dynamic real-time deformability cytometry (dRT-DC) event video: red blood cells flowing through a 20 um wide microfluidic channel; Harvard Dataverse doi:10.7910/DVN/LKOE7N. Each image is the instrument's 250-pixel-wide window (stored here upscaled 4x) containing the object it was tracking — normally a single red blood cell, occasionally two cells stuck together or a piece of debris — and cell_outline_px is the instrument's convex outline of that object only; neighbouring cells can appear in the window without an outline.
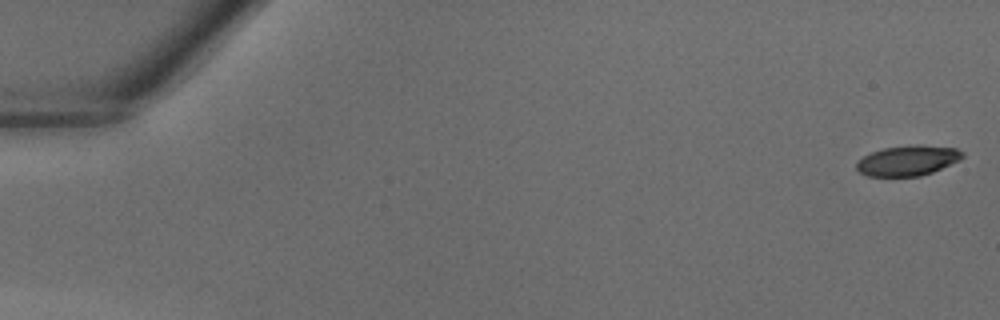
{"species": "common noctule bat (a hibernating species)", "species_latin": "Nyctalus noctula", "temperature_condition": "warm", "stored_images_in_passage": 41, "camera_frame_rate_fps": 3000, "um_per_image_px": 0.085, "animal": {"sex": "male", "body_mass_g": 18.8}, "frame": {"image": 1, "passage_image": 1, "time_ms": 0.0, "image_size_px": [1000, 320], "cell_outline_px": [[964, 156], [960, 160], [932, 172], [920, 176], [868, 176], [860, 172], [856, 168], [856, 164], [864, 156], [872, 152], [884, 148], [916, 144], [920, 144], [956, 148], [964, 152]], "centroid_in_image_um": [77.19, 13.64], "position_along_channel_um": 7.8, "area_um2": 18.61}}
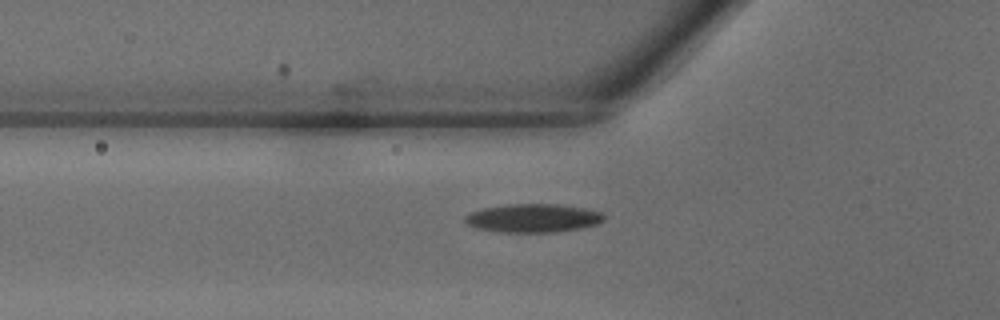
{"frame": {"image": 2, "passage_image": 15, "time_ms": 4.667, "image_size_px": [1000, 320], "cell_outline_px": [[604, 220], [596, 224], [580, 228], [556, 232], [500, 232], [476, 228], [468, 224], [464, 220], [464, 216], [472, 212], [484, 208], [508, 204], [556, 204], [584, 208], [600, 212], [604, 216]], "centroid_in_image_um": [45.3, 18.54], "position_along_channel_um": 80.5, "area_um2": 22.89}}
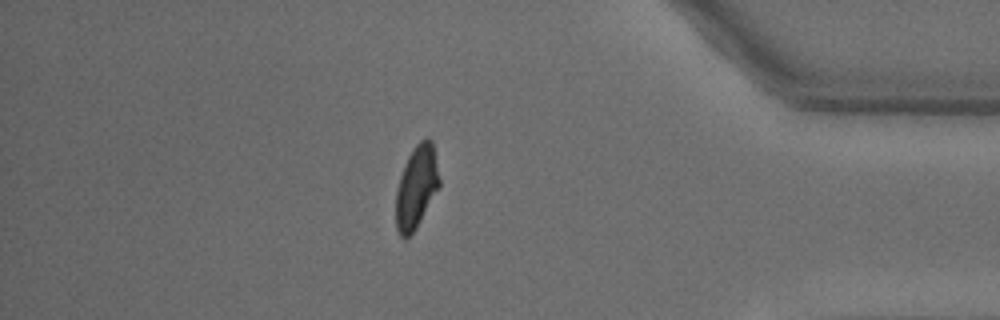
{"frame": {"image": 3, "passage_image": 36, "time_ms": 11.667, "image_size_px": [1000, 320], "cell_outline_px": [[440, 188], [416, 228], [404, 240], [400, 236], [396, 228], [396, 188], [404, 164], [408, 156], [416, 144], [420, 140], [428, 136], [432, 140], [440, 180]], "centroid_in_image_um": [35.4, 15.89], "position_along_channel_um": 399.8, "area_um2": 21.15}}